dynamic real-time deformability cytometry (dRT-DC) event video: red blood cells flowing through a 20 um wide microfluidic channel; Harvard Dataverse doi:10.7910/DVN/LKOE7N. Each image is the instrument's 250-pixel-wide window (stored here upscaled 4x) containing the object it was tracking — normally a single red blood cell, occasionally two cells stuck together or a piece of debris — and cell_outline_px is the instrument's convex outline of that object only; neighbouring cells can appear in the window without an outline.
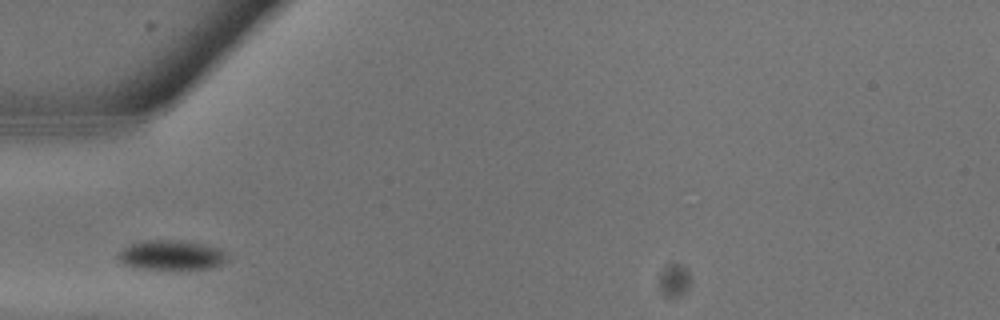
{"species": "common noctule bat (a hibernating species)", "species_latin": "Nyctalus noctula", "temperature_condition": "warm", "stored_images_in_passage": 2, "camera_frame_rate_fps": 3000, "um_per_image_px": 0.085, "animal": {"sex": "male", "body_mass_g": 13.3}, "frame": {"image": 1, "passage_image": 1, "time_ms": 0.0, "image_size_px": [1000, 320], "cell_outline_px": [[228, 256], [220, 264], [208, 268], [132, 268], [124, 264], [120, 260], [120, 252], [124, 248], [132, 244], [148, 240], [188, 240], [220, 248]], "centroid_in_image_um": [14.59, 21.66], "position_along_channel_um": 70.4, "area_um2": 18.44}}